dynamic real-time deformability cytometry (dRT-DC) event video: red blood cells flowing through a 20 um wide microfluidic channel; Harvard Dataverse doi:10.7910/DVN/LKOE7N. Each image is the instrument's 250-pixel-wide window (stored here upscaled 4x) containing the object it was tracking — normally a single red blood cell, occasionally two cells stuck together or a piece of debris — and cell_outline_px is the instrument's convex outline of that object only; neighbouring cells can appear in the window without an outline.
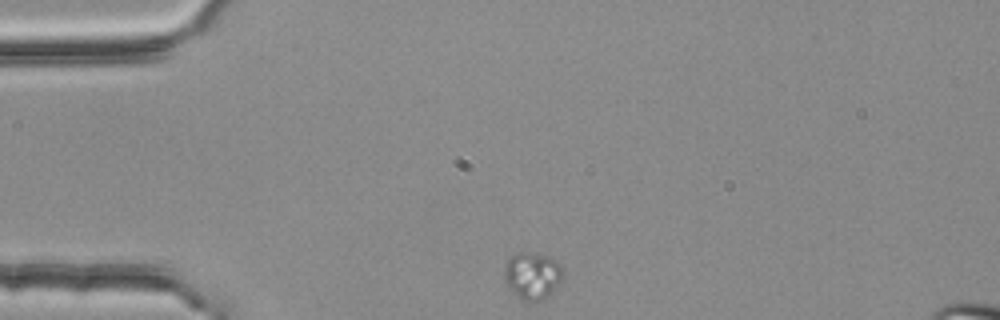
{"species": "common noctule bat (a hibernating species)", "species_latin": "Nyctalus noctula", "temperature_condition": "room temperature", "stored_images_in_passage": 17, "camera_frame_rate_fps": 3000, "um_per_image_px": 0.085, "animal": {"sex": "female", "body_mass_g": 25.1}, "frame": {"image": 1, "passage_image": 1, "time_ms": 0.0, "image_size_px": [1000, 320], "cell_outline_px": [[560, 284], [548, 296], [532, 304], [516, 296], [504, 284], [504, 264], [508, 256], [516, 252], [536, 252], [548, 256], [556, 260], [560, 264]], "centroid_in_image_um": [45.18, 23.42], "position_along_channel_um": 39.8, "area_um2": 16.53}}